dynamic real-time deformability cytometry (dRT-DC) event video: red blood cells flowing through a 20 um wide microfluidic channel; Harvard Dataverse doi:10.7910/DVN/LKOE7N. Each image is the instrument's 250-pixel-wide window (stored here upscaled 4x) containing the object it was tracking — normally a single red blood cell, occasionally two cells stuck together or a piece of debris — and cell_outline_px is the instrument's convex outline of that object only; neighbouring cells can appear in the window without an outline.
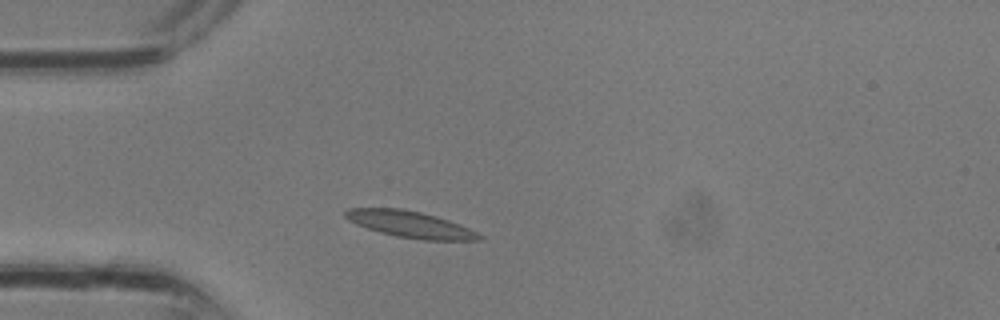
{"species": "common noctule bat (a hibernating species)", "species_latin": "Nyctalus noctula", "temperature_condition": "room temperature", "stored_images_in_passage": 2, "camera_frame_rate_fps": 3000, "um_per_image_px": 0.085, "animal": {"sex": "male", "body_mass_g": 13.3}, "frame": {"image": 1, "passage_image": 2, "time_ms": 0.333, "image_size_px": [1000, 320], "cell_outline_px": [[484, 240], [424, 240], [396, 236], [380, 232], [356, 224], [348, 220], [344, 216], [344, 212], [348, 208], [400, 208], [420, 212], [436, 216], [460, 224], [484, 236]], "centroid_in_image_um": [34.87, 19.07], "position_along_channel_um": 50.1, "area_um2": 20.58}}